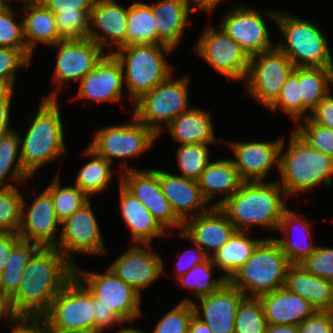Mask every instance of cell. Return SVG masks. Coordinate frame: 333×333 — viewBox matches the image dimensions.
I'll return each instance as SVG.
<instances>
[{
	"label": "cell",
	"instance_id": "obj_7",
	"mask_svg": "<svg viewBox=\"0 0 333 333\" xmlns=\"http://www.w3.org/2000/svg\"><path fill=\"white\" fill-rule=\"evenodd\" d=\"M291 263L274 236L264 237L228 282L245 297L259 298L284 287Z\"/></svg>",
	"mask_w": 333,
	"mask_h": 333
},
{
	"label": "cell",
	"instance_id": "obj_14",
	"mask_svg": "<svg viewBox=\"0 0 333 333\" xmlns=\"http://www.w3.org/2000/svg\"><path fill=\"white\" fill-rule=\"evenodd\" d=\"M50 47L58 49L52 73L55 87L43 98L58 99L66 84L80 82L107 53L89 38L63 39Z\"/></svg>",
	"mask_w": 333,
	"mask_h": 333
},
{
	"label": "cell",
	"instance_id": "obj_33",
	"mask_svg": "<svg viewBox=\"0 0 333 333\" xmlns=\"http://www.w3.org/2000/svg\"><path fill=\"white\" fill-rule=\"evenodd\" d=\"M284 287L317 311H332V282L310 274L300 264L289 266Z\"/></svg>",
	"mask_w": 333,
	"mask_h": 333
},
{
	"label": "cell",
	"instance_id": "obj_62",
	"mask_svg": "<svg viewBox=\"0 0 333 333\" xmlns=\"http://www.w3.org/2000/svg\"><path fill=\"white\" fill-rule=\"evenodd\" d=\"M189 329L191 333H213L210 327L195 315H193L190 321Z\"/></svg>",
	"mask_w": 333,
	"mask_h": 333
},
{
	"label": "cell",
	"instance_id": "obj_29",
	"mask_svg": "<svg viewBox=\"0 0 333 333\" xmlns=\"http://www.w3.org/2000/svg\"><path fill=\"white\" fill-rule=\"evenodd\" d=\"M197 182L203 198L215 207L237 192L243 180L231 158H217L210 161ZM218 196L221 199L215 201Z\"/></svg>",
	"mask_w": 333,
	"mask_h": 333
},
{
	"label": "cell",
	"instance_id": "obj_49",
	"mask_svg": "<svg viewBox=\"0 0 333 333\" xmlns=\"http://www.w3.org/2000/svg\"><path fill=\"white\" fill-rule=\"evenodd\" d=\"M193 315L191 302L179 301L160 318L152 333H182L189 328Z\"/></svg>",
	"mask_w": 333,
	"mask_h": 333
},
{
	"label": "cell",
	"instance_id": "obj_13",
	"mask_svg": "<svg viewBox=\"0 0 333 333\" xmlns=\"http://www.w3.org/2000/svg\"><path fill=\"white\" fill-rule=\"evenodd\" d=\"M193 50L216 73L235 82L246 79L250 56L219 26L207 25L199 35Z\"/></svg>",
	"mask_w": 333,
	"mask_h": 333
},
{
	"label": "cell",
	"instance_id": "obj_10",
	"mask_svg": "<svg viewBox=\"0 0 333 333\" xmlns=\"http://www.w3.org/2000/svg\"><path fill=\"white\" fill-rule=\"evenodd\" d=\"M47 329L94 333L93 294L74 276L42 315Z\"/></svg>",
	"mask_w": 333,
	"mask_h": 333
},
{
	"label": "cell",
	"instance_id": "obj_6",
	"mask_svg": "<svg viewBox=\"0 0 333 333\" xmlns=\"http://www.w3.org/2000/svg\"><path fill=\"white\" fill-rule=\"evenodd\" d=\"M275 24L284 37V41L276 43V47L295 67L333 68L329 37L318 24L280 9Z\"/></svg>",
	"mask_w": 333,
	"mask_h": 333
},
{
	"label": "cell",
	"instance_id": "obj_53",
	"mask_svg": "<svg viewBox=\"0 0 333 333\" xmlns=\"http://www.w3.org/2000/svg\"><path fill=\"white\" fill-rule=\"evenodd\" d=\"M298 333H333V312L316 311L297 325Z\"/></svg>",
	"mask_w": 333,
	"mask_h": 333
},
{
	"label": "cell",
	"instance_id": "obj_16",
	"mask_svg": "<svg viewBox=\"0 0 333 333\" xmlns=\"http://www.w3.org/2000/svg\"><path fill=\"white\" fill-rule=\"evenodd\" d=\"M89 200L61 223L57 248L74 266V254H107L99 222Z\"/></svg>",
	"mask_w": 333,
	"mask_h": 333
},
{
	"label": "cell",
	"instance_id": "obj_36",
	"mask_svg": "<svg viewBox=\"0 0 333 333\" xmlns=\"http://www.w3.org/2000/svg\"><path fill=\"white\" fill-rule=\"evenodd\" d=\"M90 157L89 161L82 166L76 176L74 184L80 188L86 195L93 198L112 184L114 174L120 176L119 171L112 170V164L105 158L99 156L92 148L87 146L82 153ZM115 172V173H114ZM118 172V173H117Z\"/></svg>",
	"mask_w": 333,
	"mask_h": 333
},
{
	"label": "cell",
	"instance_id": "obj_60",
	"mask_svg": "<svg viewBox=\"0 0 333 333\" xmlns=\"http://www.w3.org/2000/svg\"><path fill=\"white\" fill-rule=\"evenodd\" d=\"M18 315L14 312L12 305H11V299L7 296H4L0 294V320L6 319L5 324H10L15 318H17Z\"/></svg>",
	"mask_w": 333,
	"mask_h": 333
},
{
	"label": "cell",
	"instance_id": "obj_25",
	"mask_svg": "<svg viewBox=\"0 0 333 333\" xmlns=\"http://www.w3.org/2000/svg\"><path fill=\"white\" fill-rule=\"evenodd\" d=\"M158 180L175 215L184 222L206 212L211 205L203 198L196 180L158 169Z\"/></svg>",
	"mask_w": 333,
	"mask_h": 333
},
{
	"label": "cell",
	"instance_id": "obj_65",
	"mask_svg": "<svg viewBox=\"0 0 333 333\" xmlns=\"http://www.w3.org/2000/svg\"><path fill=\"white\" fill-rule=\"evenodd\" d=\"M14 1L18 2V3L21 2V5H26V4L37 2L39 0H3V5H13L14 6V4L12 3Z\"/></svg>",
	"mask_w": 333,
	"mask_h": 333
},
{
	"label": "cell",
	"instance_id": "obj_31",
	"mask_svg": "<svg viewBox=\"0 0 333 333\" xmlns=\"http://www.w3.org/2000/svg\"><path fill=\"white\" fill-rule=\"evenodd\" d=\"M24 28V39L27 45V58L31 61L36 51V46H53L63 40L60 36L55 15L40 1L21 6Z\"/></svg>",
	"mask_w": 333,
	"mask_h": 333
},
{
	"label": "cell",
	"instance_id": "obj_58",
	"mask_svg": "<svg viewBox=\"0 0 333 333\" xmlns=\"http://www.w3.org/2000/svg\"><path fill=\"white\" fill-rule=\"evenodd\" d=\"M21 241L18 233L0 232V273L8 263V256L12 249Z\"/></svg>",
	"mask_w": 333,
	"mask_h": 333
},
{
	"label": "cell",
	"instance_id": "obj_61",
	"mask_svg": "<svg viewBox=\"0 0 333 333\" xmlns=\"http://www.w3.org/2000/svg\"><path fill=\"white\" fill-rule=\"evenodd\" d=\"M222 1L225 0H190L193 12L196 14H201L202 10L206 12V14H212V12L214 13V9L217 8Z\"/></svg>",
	"mask_w": 333,
	"mask_h": 333
},
{
	"label": "cell",
	"instance_id": "obj_67",
	"mask_svg": "<svg viewBox=\"0 0 333 333\" xmlns=\"http://www.w3.org/2000/svg\"><path fill=\"white\" fill-rule=\"evenodd\" d=\"M47 333H77V332H67V331H59L54 329H47Z\"/></svg>",
	"mask_w": 333,
	"mask_h": 333
},
{
	"label": "cell",
	"instance_id": "obj_70",
	"mask_svg": "<svg viewBox=\"0 0 333 333\" xmlns=\"http://www.w3.org/2000/svg\"><path fill=\"white\" fill-rule=\"evenodd\" d=\"M0 294H1V273H0Z\"/></svg>",
	"mask_w": 333,
	"mask_h": 333
},
{
	"label": "cell",
	"instance_id": "obj_2",
	"mask_svg": "<svg viewBox=\"0 0 333 333\" xmlns=\"http://www.w3.org/2000/svg\"><path fill=\"white\" fill-rule=\"evenodd\" d=\"M287 195L276 180L243 181L239 190L218 207L225 213L237 231L262 227L277 231ZM251 227V228H250Z\"/></svg>",
	"mask_w": 333,
	"mask_h": 333
},
{
	"label": "cell",
	"instance_id": "obj_17",
	"mask_svg": "<svg viewBox=\"0 0 333 333\" xmlns=\"http://www.w3.org/2000/svg\"><path fill=\"white\" fill-rule=\"evenodd\" d=\"M120 183L149 210L160 225L171 230H182L183 222L175 215L168 199L164 196L158 169L129 170L120 174ZM171 229V230H170Z\"/></svg>",
	"mask_w": 333,
	"mask_h": 333
},
{
	"label": "cell",
	"instance_id": "obj_69",
	"mask_svg": "<svg viewBox=\"0 0 333 333\" xmlns=\"http://www.w3.org/2000/svg\"><path fill=\"white\" fill-rule=\"evenodd\" d=\"M182 333H191L190 329L188 328L186 331L182 332Z\"/></svg>",
	"mask_w": 333,
	"mask_h": 333
},
{
	"label": "cell",
	"instance_id": "obj_8",
	"mask_svg": "<svg viewBox=\"0 0 333 333\" xmlns=\"http://www.w3.org/2000/svg\"><path fill=\"white\" fill-rule=\"evenodd\" d=\"M157 139L159 136L132 114L128 122L98 128L94 131L88 146L112 165L114 159L123 160L119 162L118 168L121 174L129 170H138L136 166L129 165L126 159L140 157L150 150Z\"/></svg>",
	"mask_w": 333,
	"mask_h": 333
},
{
	"label": "cell",
	"instance_id": "obj_5",
	"mask_svg": "<svg viewBox=\"0 0 333 333\" xmlns=\"http://www.w3.org/2000/svg\"><path fill=\"white\" fill-rule=\"evenodd\" d=\"M173 50L164 44H132L113 52L121 63L126 95H129L132 106L143 94L175 72L167 58Z\"/></svg>",
	"mask_w": 333,
	"mask_h": 333
},
{
	"label": "cell",
	"instance_id": "obj_47",
	"mask_svg": "<svg viewBox=\"0 0 333 333\" xmlns=\"http://www.w3.org/2000/svg\"><path fill=\"white\" fill-rule=\"evenodd\" d=\"M292 129L312 148L333 158L332 129L314 124L309 118L299 121Z\"/></svg>",
	"mask_w": 333,
	"mask_h": 333
},
{
	"label": "cell",
	"instance_id": "obj_66",
	"mask_svg": "<svg viewBox=\"0 0 333 333\" xmlns=\"http://www.w3.org/2000/svg\"><path fill=\"white\" fill-rule=\"evenodd\" d=\"M9 92V90L3 86H0V100Z\"/></svg>",
	"mask_w": 333,
	"mask_h": 333
},
{
	"label": "cell",
	"instance_id": "obj_64",
	"mask_svg": "<svg viewBox=\"0 0 333 333\" xmlns=\"http://www.w3.org/2000/svg\"><path fill=\"white\" fill-rule=\"evenodd\" d=\"M114 333H147L146 331H143V329L135 328V327H125L124 325L118 329V331Z\"/></svg>",
	"mask_w": 333,
	"mask_h": 333
},
{
	"label": "cell",
	"instance_id": "obj_48",
	"mask_svg": "<svg viewBox=\"0 0 333 333\" xmlns=\"http://www.w3.org/2000/svg\"><path fill=\"white\" fill-rule=\"evenodd\" d=\"M91 10H76L69 13H55L58 32L63 39L88 38Z\"/></svg>",
	"mask_w": 333,
	"mask_h": 333
},
{
	"label": "cell",
	"instance_id": "obj_22",
	"mask_svg": "<svg viewBox=\"0 0 333 333\" xmlns=\"http://www.w3.org/2000/svg\"><path fill=\"white\" fill-rule=\"evenodd\" d=\"M244 294L228 281L216 292L196 300L185 297L181 301L191 302L194 315L206 323L213 333H234V321Z\"/></svg>",
	"mask_w": 333,
	"mask_h": 333
},
{
	"label": "cell",
	"instance_id": "obj_19",
	"mask_svg": "<svg viewBox=\"0 0 333 333\" xmlns=\"http://www.w3.org/2000/svg\"><path fill=\"white\" fill-rule=\"evenodd\" d=\"M25 198L23 196L18 232L21 240L40 247H56L60 240L61 223L56 216L50 193L43 189L29 205Z\"/></svg>",
	"mask_w": 333,
	"mask_h": 333
},
{
	"label": "cell",
	"instance_id": "obj_40",
	"mask_svg": "<svg viewBox=\"0 0 333 333\" xmlns=\"http://www.w3.org/2000/svg\"><path fill=\"white\" fill-rule=\"evenodd\" d=\"M216 266L214 265L211 257H209L203 263L195 265L192 269L186 272L178 280L180 287H185V289L190 292V295H194L197 298L202 296L210 295L221 288L227 280L223 275L220 277H215L213 271Z\"/></svg>",
	"mask_w": 333,
	"mask_h": 333
},
{
	"label": "cell",
	"instance_id": "obj_26",
	"mask_svg": "<svg viewBox=\"0 0 333 333\" xmlns=\"http://www.w3.org/2000/svg\"><path fill=\"white\" fill-rule=\"evenodd\" d=\"M120 215L130 231L131 244H150L155 238H162L168 232L160 225L149 210L130 193L121 183L119 177Z\"/></svg>",
	"mask_w": 333,
	"mask_h": 333
},
{
	"label": "cell",
	"instance_id": "obj_52",
	"mask_svg": "<svg viewBox=\"0 0 333 333\" xmlns=\"http://www.w3.org/2000/svg\"><path fill=\"white\" fill-rule=\"evenodd\" d=\"M94 308V333H104V331L123 326L126 322L113 310L101 304V300L93 295Z\"/></svg>",
	"mask_w": 333,
	"mask_h": 333
},
{
	"label": "cell",
	"instance_id": "obj_51",
	"mask_svg": "<svg viewBox=\"0 0 333 333\" xmlns=\"http://www.w3.org/2000/svg\"><path fill=\"white\" fill-rule=\"evenodd\" d=\"M299 264L310 274L333 282V247L317 244L315 251Z\"/></svg>",
	"mask_w": 333,
	"mask_h": 333
},
{
	"label": "cell",
	"instance_id": "obj_3",
	"mask_svg": "<svg viewBox=\"0 0 333 333\" xmlns=\"http://www.w3.org/2000/svg\"><path fill=\"white\" fill-rule=\"evenodd\" d=\"M58 100L42 98L35 116L29 114L27 117L30 125L26 135L20 134L21 163L31 176L37 175L40 167L61 159L68 152L64 142L68 129H65Z\"/></svg>",
	"mask_w": 333,
	"mask_h": 333
},
{
	"label": "cell",
	"instance_id": "obj_63",
	"mask_svg": "<svg viewBox=\"0 0 333 333\" xmlns=\"http://www.w3.org/2000/svg\"><path fill=\"white\" fill-rule=\"evenodd\" d=\"M264 333H298L297 325H269Z\"/></svg>",
	"mask_w": 333,
	"mask_h": 333
},
{
	"label": "cell",
	"instance_id": "obj_50",
	"mask_svg": "<svg viewBox=\"0 0 333 333\" xmlns=\"http://www.w3.org/2000/svg\"><path fill=\"white\" fill-rule=\"evenodd\" d=\"M30 61L19 49L0 47V86L15 90L17 70L28 67Z\"/></svg>",
	"mask_w": 333,
	"mask_h": 333
},
{
	"label": "cell",
	"instance_id": "obj_43",
	"mask_svg": "<svg viewBox=\"0 0 333 333\" xmlns=\"http://www.w3.org/2000/svg\"><path fill=\"white\" fill-rule=\"evenodd\" d=\"M271 113L281 111L295 125L302 120V98L299 84V67H295L280 90L276 101L268 108Z\"/></svg>",
	"mask_w": 333,
	"mask_h": 333
},
{
	"label": "cell",
	"instance_id": "obj_55",
	"mask_svg": "<svg viewBox=\"0 0 333 333\" xmlns=\"http://www.w3.org/2000/svg\"><path fill=\"white\" fill-rule=\"evenodd\" d=\"M11 333H47L42 316H18L8 326Z\"/></svg>",
	"mask_w": 333,
	"mask_h": 333
},
{
	"label": "cell",
	"instance_id": "obj_42",
	"mask_svg": "<svg viewBox=\"0 0 333 333\" xmlns=\"http://www.w3.org/2000/svg\"><path fill=\"white\" fill-rule=\"evenodd\" d=\"M213 144H183L178 147L176 159L181 177L198 180L211 161L209 146Z\"/></svg>",
	"mask_w": 333,
	"mask_h": 333
},
{
	"label": "cell",
	"instance_id": "obj_32",
	"mask_svg": "<svg viewBox=\"0 0 333 333\" xmlns=\"http://www.w3.org/2000/svg\"><path fill=\"white\" fill-rule=\"evenodd\" d=\"M170 138L183 144H216L212 115L209 110L190 107L175 118L166 128Z\"/></svg>",
	"mask_w": 333,
	"mask_h": 333
},
{
	"label": "cell",
	"instance_id": "obj_59",
	"mask_svg": "<svg viewBox=\"0 0 333 333\" xmlns=\"http://www.w3.org/2000/svg\"><path fill=\"white\" fill-rule=\"evenodd\" d=\"M14 91L15 90H10L0 100V138L13 129L11 126L12 124L10 123V114Z\"/></svg>",
	"mask_w": 333,
	"mask_h": 333
},
{
	"label": "cell",
	"instance_id": "obj_18",
	"mask_svg": "<svg viewBox=\"0 0 333 333\" xmlns=\"http://www.w3.org/2000/svg\"><path fill=\"white\" fill-rule=\"evenodd\" d=\"M108 268L140 295L165 274V264L150 244H131Z\"/></svg>",
	"mask_w": 333,
	"mask_h": 333
},
{
	"label": "cell",
	"instance_id": "obj_12",
	"mask_svg": "<svg viewBox=\"0 0 333 333\" xmlns=\"http://www.w3.org/2000/svg\"><path fill=\"white\" fill-rule=\"evenodd\" d=\"M295 66L276 46L250 56L245 82V93L269 108L278 98L280 90Z\"/></svg>",
	"mask_w": 333,
	"mask_h": 333
},
{
	"label": "cell",
	"instance_id": "obj_41",
	"mask_svg": "<svg viewBox=\"0 0 333 333\" xmlns=\"http://www.w3.org/2000/svg\"><path fill=\"white\" fill-rule=\"evenodd\" d=\"M59 172L45 188L51 195L53 207L60 223L85 205L91 198L76 185H61Z\"/></svg>",
	"mask_w": 333,
	"mask_h": 333
},
{
	"label": "cell",
	"instance_id": "obj_4",
	"mask_svg": "<svg viewBox=\"0 0 333 333\" xmlns=\"http://www.w3.org/2000/svg\"><path fill=\"white\" fill-rule=\"evenodd\" d=\"M285 150V139L279 152L280 176L276 181L284 189L287 197L311 192L323 184L332 185L333 158L312 148L293 129ZM286 151V152H285Z\"/></svg>",
	"mask_w": 333,
	"mask_h": 333
},
{
	"label": "cell",
	"instance_id": "obj_37",
	"mask_svg": "<svg viewBox=\"0 0 333 333\" xmlns=\"http://www.w3.org/2000/svg\"><path fill=\"white\" fill-rule=\"evenodd\" d=\"M18 132L13 128L0 138V186L16 187L32 178L21 163Z\"/></svg>",
	"mask_w": 333,
	"mask_h": 333
},
{
	"label": "cell",
	"instance_id": "obj_24",
	"mask_svg": "<svg viewBox=\"0 0 333 333\" xmlns=\"http://www.w3.org/2000/svg\"><path fill=\"white\" fill-rule=\"evenodd\" d=\"M236 231L225 213L218 206H211L206 212L185 220L178 235L198 245L211 257Z\"/></svg>",
	"mask_w": 333,
	"mask_h": 333
},
{
	"label": "cell",
	"instance_id": "obj_46",
	"mask_svg": "<svg viewBox=\"0 0 333 333\" xmlns=\"http://www.w3.org/2000/svg\"><path fill=\"white\" fill-rule=\"evenodd\" d=\"M23 196L19 186H0V232H19Z\"/></svg>",
	"mask_w": 333,
	"mask_h": 333
},
{
	"label": "cell",
	"instance_id": "obj_56",
	"mask_svg": "<svg viewBox=\"0 0 333 333\" xmlns=\"http://www.w3.org/2000/svg\"><path fill=\"white\" fill-rule=\"evenodd\" d=\"M54 14L75 12L76 10H92L95 0H39Z\"/></svg>",
	"mask_w": 333,
	"mask_h": 333
},
{
	"label": "cell",
	"instance_id": "obj_34",
	"mask_svg": "<svg viewBox=\"0 0 333 333\" xmlns=\"http://www.w3.org/2000/svg\"><path fill=\"white\" fill-rule=\"evenodd\" d=\"M263 239L253 238L249 231H236L229 241L211 256L216 269L223 271V276L228 281L250 258Z\"/></svg>",
	"mask_w": 333,
	"mask_h": 333
},
{
	"label": "cell",
	"instance_id": "obj_39",
	"mask_svg": "<svg viewBox=\"0 0 333 333\" xmlns=\"http://www.w3.org/2000/svg\"><path fill=\"white\" fill-rule=\"evenodd\" d=\"M39 245L20 241L8 256V263L1 273V294L11 298L18 290L23 271Z\"/></svg>",
	"mask_w": 333,
	"mask_h": 333
},
{
	"label": "cell",
	"instance_id": "obj_45",
	"mask_svg": "<svg viewBox=\"0 0 333 333\" xmlns=\"http://www.w3.org/2000/svg\"><path fill=\"white\" fill-rule=\"evenodd\" d=\"M267 326L260 298L245 297L237 309L234 333H264Z\"/></svg>",
	"mask_w": 333,
	"mask_h": 333
},
{
	"label": "cell",
	"instance_id": "obj_20",
	"mask_svg": "<svg viewBox=\"0 0 333 333\" xmlns=\"http://www.w3.org/2000/svg\"><path fill=\"white\" fill-rule=\"evenodd\" d=\"M283 137L273 141H231L229 150L234 154L233 161L243 181H266L273 168L279 169V152Z\"/></svg>",
	"mask_w": 333,
	"mask_h": 333
},
{
	"label": "cell",
	"instance_id": "obj_15",
	"mask_svg": "<svg viewBox=\"0 0 333 333\" xmlns=\"http://www.w3.org/2000/svg\"><path fill=\"white\" fill-rule=\"evenodd\" d=\"M80 270V271H79ZM103 273L81 270L75 266V276L101 300V304L117 313L127 324L142 316L141 297L130 284L119 279L109 268Z\"/></svg>",
	"mask_w": 333,
	"mask_h": 333
},
{
	"label": "cell",
	"instance_id": "obj_54",
	"mask_svg": "<svg viewBox=\"0 0 333 333\" xmlns=\"http://www.w3.org/2000/svg\"><path fill=\"white\" fill-rule=\"evenodd\" d=\"M195 248L186 249L184 252L179 254L177 262L174 263L176 269V273L174 277L179 279L181 276H183L186 272H188L190 269H192L195 265H198L200 263H203L206 261L209 256L196 244Z\"/></svg>",
	"mask_w": 333,
	"mask_h": 333
},
{
	"label": "cell",
	"instance_id": "obj_9",
	"mask_svg": "<svg viewBox=\"0 0 333 333\" xmlns=\"http://www.w3.org/2000/svg\"><path fill=\"white\" fill-rule=\"evenodd\" d=\"M190 82L189 75L174 78L172 73L166 80L133 103V115L160 138L165 128L191 107Z\"/></svg>",
	"mask_w": 333,
	"mask_h": 333
},
{
	"label": "cell",
	"instance_id": "obj_23",
	"mask_svg": "<svg viewBox=\"0 0 333 333\" xmlns=\"http://www.w3.org/2000/svg\"><path fill=\"white\" fill-rule=\"evenodd\" d=\"M77 95L73 98L97 103H119L124 93L123 69L114 54L106 53L79 82Z\"/></svg>",
	"mask_w": 333,
	"mask_h": 333
},
{
	"label": "cell",
	"instance_id": "obj_35",
	"mask_svg": "<svg viewBox=\"0 0 333 333\" xmlns=\"http://www.w3.org/2000/svg\"><path fill=\"white\" fill-rule=\"evenodd\" d=\"M299 84L302 98V120L307 119L316 106L331 93L333 68L299 67Z\"/></svg>",
	"mask_w": 333,
	"mask_h": 333
},
{
	"label": "cell",
	"instance_id": "obj_11",
	"mask_svg": "<svg viewBox=\"0 0 333 333\" xmlns=\"http://www.w3.org/2000/svg\"><path fill=\"white\" fill-rule=\"evenodd\" d=\"M276 23L278 10H265L248 7L240 3L230 8L226 14H222V19L218 25L227 35H229L241 48L249 55H255L273 49L276 44L270 36L264 17Z\"/></svg>",
	"mask_w": 333,
	"mask_h": 333
},
{
	"label": "cell",
	"instance_id": "obj_30",
	"mask_svg": "<svg viewBox=\"0 0 333 333\" xmlns=\"http://www.w3.org/2000/svg\"><path fill=\"white\" fill-rule=\"evenodd\" d=\"M269 325H298L317 310L285 287L259 297Z\"/></svg>",
	"mask_w": 333,
	"mask_h": 333
},
{
	"label": "cell",
	"instance_id": "obj_44",
	"mask_svg": "<svg viewBox=\"0 0 333 333\" xmlns=\"http://www.w3.org/2000/svg\"><path fill=\"white\" fill-rule=\"evenodd\" d=\"M12 5H0V47L19 49L27 57L23 19L17 22L21 11Z\"/></svg>",
	"mask_w": 333,
	"mask_h": 333
},
{
	"label": "cell",
	"instance_id": "obj_68",
	"mask_svg": "<svg viewBox=\"0 0 333 333\" xmlns=\"http://www.w3.org/2000/svg\"><path fill=\"white\" fill-rule=\"evenodd\" d=\"M332 312H333V282H332Z\"/></svg>",
	"mask_w": 333,
	"mask_h": 333
},
{
	"label": "cell",
	"instance_id": "obj_27",
	"mask_svg": "<svg viewBox=\"0 0 333 333\" xmlns=\"http://www.w3.org/2000/svg\"><path fill=\"white\" fill-rule=\"evenodd\" d=\"M312 226L311 221L290 208L283 213L277 230L281 232L282 237L275 236L274 239L279 243L291 264L301 263L315 251L317 245L312 238Z\"/></svg>",
	"mask_w": 333,
	"mask_h": 333
},
{
	"label": "cell",
	"instance_id": "obj_1",
	"mask_svg": "<svg viewBox=\"0 0 333 333\" xmlns=\"http://www.w3.org/2000/svg\"><path fill=\"white\" fill-rule=\"evenodd\" d=\"M75 276V266L55 247H40L10 298L18 316H42L58 292Z\"/></svg>",
	"mask_w": 333,
	"mask_h": 333
},
{
	"label": "cell",
	"instance_id": "obj_21",
	"mask_svg": "<svg viewBox=\"0 0 333 333\" xmlns=\"http://www.w3.org/2000/svg\"><path fill=\"white\" fill-rule=\"evenodd\" d=\"M116 2L95 0L89 20L88 38L111 54L126 45L128 7Z\"/></svg>",
	"mask_w": 333,
	"mask_h": 333
},
{
	"label": "cell",
	"instance_id": "obj_28",
	"mask_svg": "<svg viewBox=\"0 0 333 333\" xmlns=\"http://www.w3.org/2000/svg\"><path fill=\"white\" fill-rule=\"evenodd\" d=\"M149 4L157 17L158 44L177 49L186 27L191 26L190 14L194 12L190 0H158Z\"/></svg>",
	"mask_w": 333,
	"mask_h": 333
},
{
	"label": "cell",
	"instance_id": "obj_38",
	"mask_svg": "<svg viewBox=\"0 0 333 333\" xmlns=\"http://www.w3.org/2000/svg\"><path fill=\"white\" fill-rule=\"evenodd\" d=\"M157 17L147 2L135 1L128 6L126 45L158 44Z\"/></svg>",
	"mask_w": 333,
	"mask_h": 333
},
{
	"label": "cell",
	"instance_id": "obj_57",
	"mask_svg": "<svg viewBox=\"0 0 333 333\" xmlns=\"http://www.w3.org/2000/svg\"><path fill=\"white\" fill-rule=\"evenodd\" d=\"M309 119L317 125L333 130V96H326L310 113Z\"/></svg>",
	"mask_w": 333,
	"mask_h": 333
}]
</instances>
